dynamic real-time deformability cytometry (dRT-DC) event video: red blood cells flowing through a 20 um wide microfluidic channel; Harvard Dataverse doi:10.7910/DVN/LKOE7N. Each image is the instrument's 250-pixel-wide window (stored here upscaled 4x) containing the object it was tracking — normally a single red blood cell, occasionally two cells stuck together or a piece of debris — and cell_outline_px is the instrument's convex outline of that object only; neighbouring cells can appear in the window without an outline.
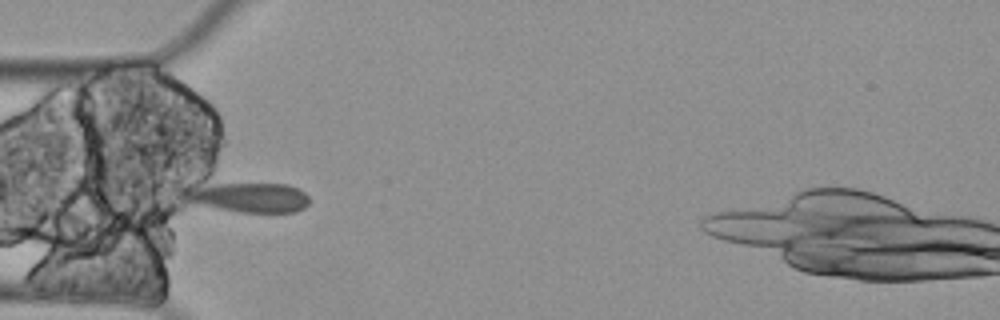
{"species": "Egyptian fruit bat (a non-hibernating species)", "species_latin": "Rousettus aegyptiacus", "temperature_condition": "cold", "stored_images_in_passage": 5, "camera_frame_rate_fps": 3000, "um_per_image_px": 0.085, "animal": {"sex": "female"}, "frame": {"image": 1, "passage_image": 3, "time_ms": 0.667, "image_size_px": [1000, 320], "cell_outline_px": [[308, 204], [304, 208], [296, 212], [240, 212], [220, 208], [184, 200], [192, 192], [216, 184], [288, 184], [300, 188], [308, 196]], "centroid_in_image_um": [21.42, 16.8], "position_along_channel_um": 63.6, "area_um2": 20.4}}
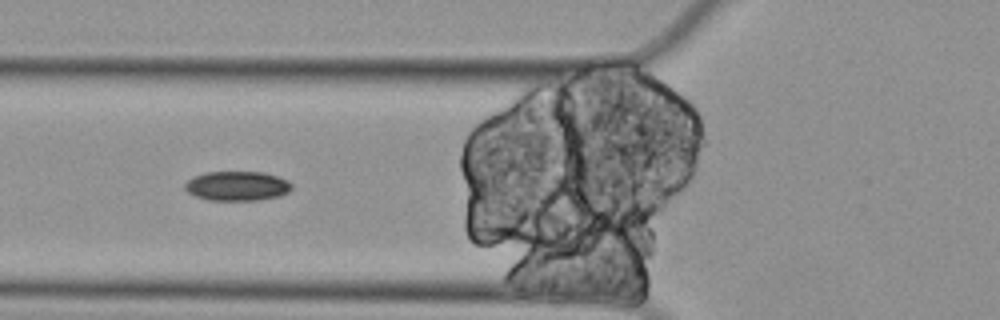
{"frame": {"image": 2, "passage_image": 4, "time_ms": 1.0, "image_size_px": [1000, 320], "cell_outline_px": [[292, 188], [288, 192], [280, 196], [260, 200], [208, 200], [196, 196], [188, 192], [184, 188], [184, 184], [192, 176], [204, 172], [264, 172], [288, 180], [292, 184]], "centroid_in_image_um": [20.15, 15.8], "position_along_channel_um": 105.6, "area_um2": 18.5}}
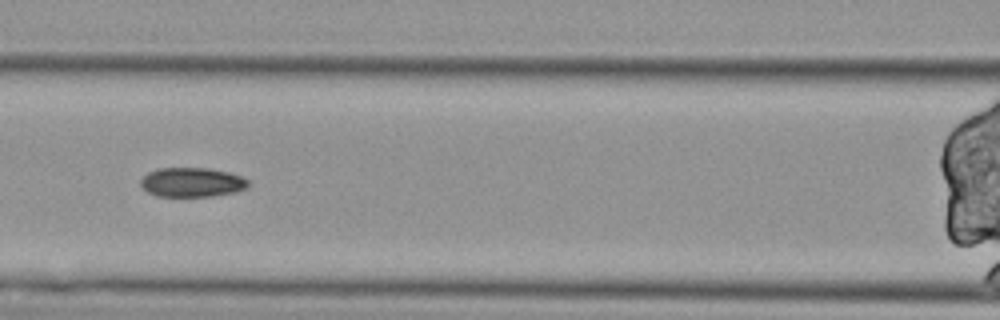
{"frame": {"image": 3, "passage_image": 5, "time_ms": 1.333, "image_size_px": [1000, 320], "cell_outline_px": [[248, 188], [236, 192], [212, 196], [156, 196], [148, 192], [140, 184], [140, 180], [148, 172], [156, 168], [208, 168], [228, 172], [240, 176], [248, 180]], "centroid_in_image_um": [16.31, 15.49], "position_along_channel_um": 150.3, "area_um2": 18.44}}